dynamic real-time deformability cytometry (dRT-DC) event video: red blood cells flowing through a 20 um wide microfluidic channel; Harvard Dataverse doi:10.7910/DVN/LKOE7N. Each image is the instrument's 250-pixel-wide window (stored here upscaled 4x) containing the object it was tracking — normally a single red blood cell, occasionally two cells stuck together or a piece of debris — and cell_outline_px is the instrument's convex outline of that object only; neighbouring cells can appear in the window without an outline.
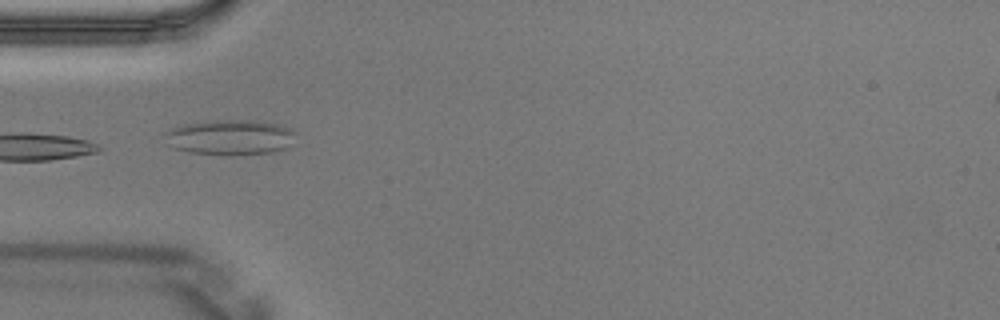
{"species": "Egyptian fruit bat (a non-hibernating species)", "species_latin": "Rousettus aegyptiacus", "temperature_condition": "warm", "stored_images_in_passage": 4, "camera_frame_rate_fps": 3000, "um_per_image_px": 0.085, "animal": {"sex": "male"}, "frame": {"image": 1, "passage_image": 3, "time_ms": 0.667, "image_size_px": [1000, 320], "cell_outline_px": [[296, 132], [292, 144], [288, 148], [272, 152], [232, 156], [228, 156], [192, 152], [176, 148], [168, 144], [168, 132], [176, 124], [212, 120], [264, 120], [280, 124]], "centroid_in_image_um": [19.64, 11.66], "position_along_channel_um": 65.4, "area_um2": 27.28}}